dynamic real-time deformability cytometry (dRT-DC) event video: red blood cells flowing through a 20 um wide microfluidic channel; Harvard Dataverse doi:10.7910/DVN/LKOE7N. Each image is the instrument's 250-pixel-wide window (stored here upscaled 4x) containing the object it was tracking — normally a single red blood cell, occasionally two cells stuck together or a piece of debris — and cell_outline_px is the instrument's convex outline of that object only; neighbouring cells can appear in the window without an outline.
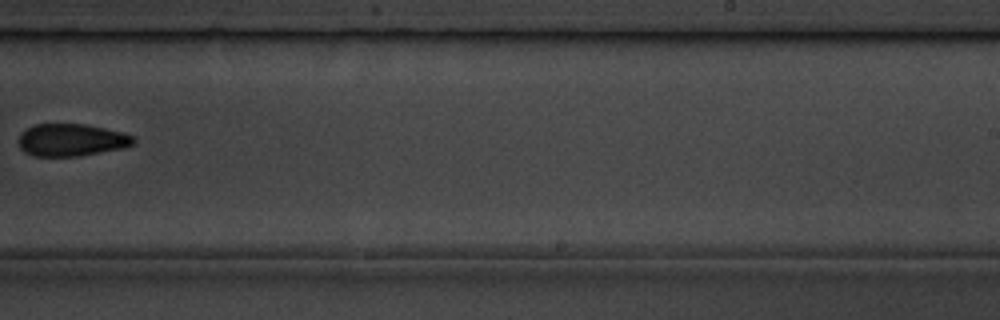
{"species": "common noctule bat (a hibernating species)", "species_latin": "Nyctalus noctula", "temperature_condition": "room temperature", "stored_images_in_passage": 8, "camera_frame_rate_fps": 3000, "um_per_image_px": 0.085, "animal": {"sex": "male", "body_mass_g": 19.5, "forearm_length_mm": 54.6}, "frame": {"image": 1, "passage_image": 7, "time_ms": 7.0, "image_size_px": [1000, 320], "cell_outline_px": [[136, 140], [132, 144], [124, 148], [80, 156], [32, 156], [24, 152], [20, 148], [20, 136], [28, 128], [36, 124], [84, 124], [124, 132], [132, 136]], "centroid_in_image_um": [6.1, 11.91], "position_along_channel_um": 282.9, "area_um2": 21.56}}